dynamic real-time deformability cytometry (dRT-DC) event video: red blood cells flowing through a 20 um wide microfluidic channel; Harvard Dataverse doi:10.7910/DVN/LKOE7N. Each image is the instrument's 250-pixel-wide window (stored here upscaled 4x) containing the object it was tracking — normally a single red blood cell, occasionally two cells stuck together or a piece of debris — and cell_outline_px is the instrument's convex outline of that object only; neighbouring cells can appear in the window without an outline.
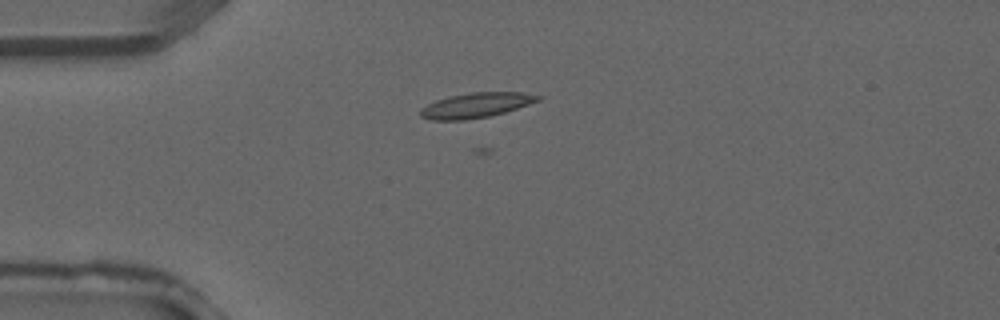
{"species": "common noctule bat (a hibernating species)", "species_latin": "Nyctalus noctula", "temperature_condition": "warm", "stored_images_in_passage": 3, "camera_frame_rate_fps": 3000, "um_per_image_px": 0.085, "animal": {"sex": "male", "forearm_length_mm": 52.5}, "frame": {"image": 1, "passage_image": 3, "time_ms": 0.667, "image_size_px": [1000, 320], "cell_outline_px": [[544, 96], [540, 100], [504, 112], [488, 116], [464, 120], [432, 120], [420, 116], [420, 108], [436, 100], [448, 96], [472, 92], [520, 92]], "centroid_in_image_um": [40.44, 8.94], "position_along_channel_um": 44.6, "area_um2": 16.99}}